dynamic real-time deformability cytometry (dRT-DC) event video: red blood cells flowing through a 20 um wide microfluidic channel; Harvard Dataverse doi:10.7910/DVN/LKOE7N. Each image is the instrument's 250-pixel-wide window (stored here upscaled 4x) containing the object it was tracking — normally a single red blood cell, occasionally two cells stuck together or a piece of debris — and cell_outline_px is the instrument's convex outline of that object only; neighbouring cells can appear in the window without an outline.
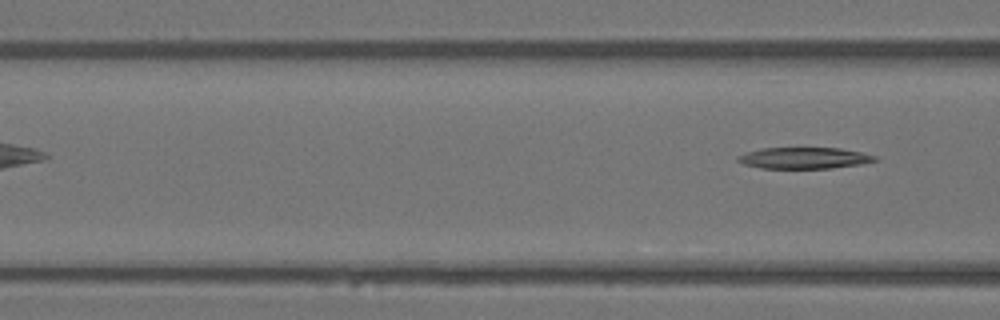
{"species": "Egyptian fruit bat (a non-hibernating species)", "species_latin": "Rousettus aegyptiacus", "temperature_condition": "warm", "stored_images_in_passage": 3, "camera_frame_rate_fps": 3000, "um_per_image_px": 0.085, "animal": {"sex": "female"}, "frame": {"image": 1, "passage_image": 3, "time_ms": 0.667, "image_size_px": [1000, 320], "cell_outline_px": [[880, 160], [860, 164], [832, 168], [760, 168], [744, 164], [736, 160], [736, 156], [744, 152], [760, 148], [840, 148], [860, 152], [876, 156]], "centroid_in_image_um": [68.32, 13.43], "position_along_channel_um": 98.3, "area_um2": 17.11}}